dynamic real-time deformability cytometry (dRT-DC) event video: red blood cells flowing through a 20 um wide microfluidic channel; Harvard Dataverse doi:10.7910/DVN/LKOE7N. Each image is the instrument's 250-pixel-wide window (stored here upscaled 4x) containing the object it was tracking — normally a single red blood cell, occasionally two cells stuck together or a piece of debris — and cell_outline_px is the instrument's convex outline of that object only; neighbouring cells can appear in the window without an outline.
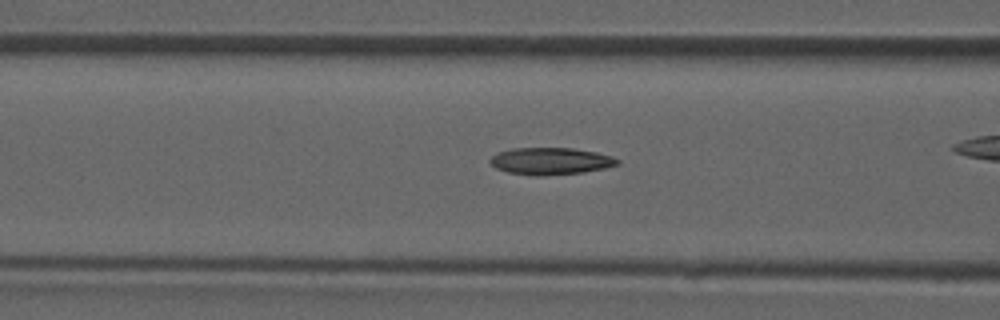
{"species": "common noctule bat (a hibernating species)", "species_latin": "Nyctalus noctula", "temperature_condition": "room temperature", "stored_images_in_passage": 23, "camera_frame_rate_fps": 3000, "um_per_image_px": 0.085, "animal": {"sex": "male", "forearm_length_mm": 52.5}, "frame": {"image": 1, "passage_image": 4, "time_ms": 1.0, "image_size_px": [1000, 320], "cell_outline_px": [[620, 164], [604, 168], [584, 172], [540, 176], [532, 176], [508, 172], [496, 168], [488, 160], [496, 152], [512, 148], [572, 148], [596, 152], [612, 156], [620, 160]], "centroid_in_image_um": [46.79, 13.69], "position_along_channel_um": 119.8, "area_um2": 20.17}}
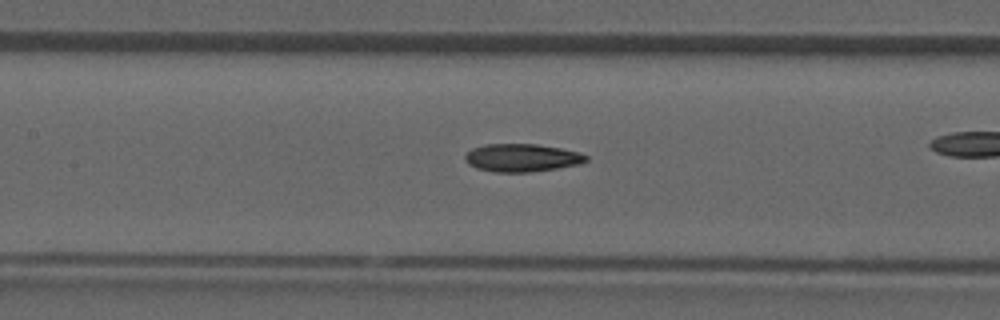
{"frame": {"image": 2, "passage_image": 7, "time_ms": 2.0, "image_size_px": [1000, 320], "cell_outline_px": [[588, 160], [580, 164], [556, 168], [528, 172], [496, 172], [476, 168], [468, 164], [464, 160], [464, 156], [472, 148], [484, 144], [536, 144], [560, 148], [580, 152], [588, 156]], "centroid_in_image_um": [44.35, 13.4], "position_along_channel_um": 163.1, "area_um2": 19.71}}